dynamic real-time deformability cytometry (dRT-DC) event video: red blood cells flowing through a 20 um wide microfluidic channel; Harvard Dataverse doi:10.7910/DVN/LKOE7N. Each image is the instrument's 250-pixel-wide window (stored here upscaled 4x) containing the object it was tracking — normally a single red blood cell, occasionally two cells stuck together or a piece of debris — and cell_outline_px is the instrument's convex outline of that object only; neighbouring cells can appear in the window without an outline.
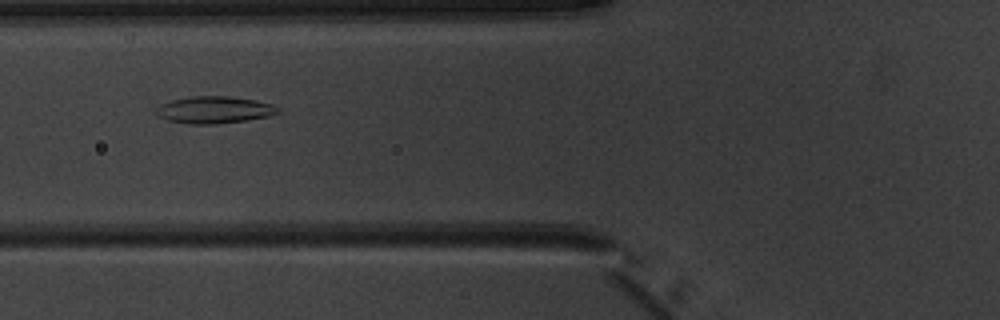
{"species": "common noctule bat (a hibernating species)", "species_latin": "Nyctalus noctula", "temperature_condition": "warm", "stored_images_in_passage": 6, "camera_frame_rate_fps": 3000, "um_per_image_px": 0.085, "animal": {"sex": "male", "body_mass_g": 20.1, "forearm_length_mm": 53.5}, "frame": {"image": 1, "passage_image": 6, "time_ms": 5.667, "image_size_px": [1000, 320], "cell_outline_px": [[280, 112], [268, 116], [244, 120], [212, 124], [192, 124], [168, 120], [160, 116], [156, 112], [156, 108], [160, 104], [172, 100], [192, 96], [228, 96], [252, 100], [272, 104], [280, 108]], "centroid_in_image_um": [18.21, 9.33], "position_along_channel_um": 107.6, "area_um2": 18.84}}